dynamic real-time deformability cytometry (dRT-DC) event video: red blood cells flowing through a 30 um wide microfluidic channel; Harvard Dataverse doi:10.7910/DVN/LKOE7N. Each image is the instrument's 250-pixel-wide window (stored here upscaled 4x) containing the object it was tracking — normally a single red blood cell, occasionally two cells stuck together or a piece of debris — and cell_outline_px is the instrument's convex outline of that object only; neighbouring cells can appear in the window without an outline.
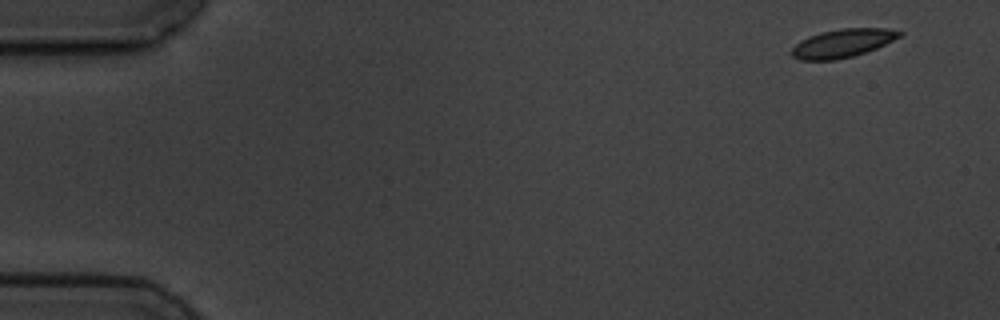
{"species": "common noctule bat (a hibernating species)", "species_latin": "Nyctalus noctula", "temperature_condition": "cold", "stored_images_in_passage": 4, "camera_frame_rate_fps": 3000, "um_per_image_px": 0.085, "animal": {"sex": "male", "body_mass_g": 19.5, "forearm_length_mm": 54.6}, "frame": {"image": 1, "passage_image": 1, "time_ms": 0.0, "image_size_px": [1000, 320], "cell_outline_px": [[904, 32], [900, 36], [876, 48], [852, 56], [836, 60], [800, 60], [792, 56], [792, 48], [800, 40], [808, 36], [820, 32], [840, 28], [884, 28]], "centroid_in_image_um": [71.58, 3.67], "position_along_channel_um": 13.4, "area_um2": 17.69}}
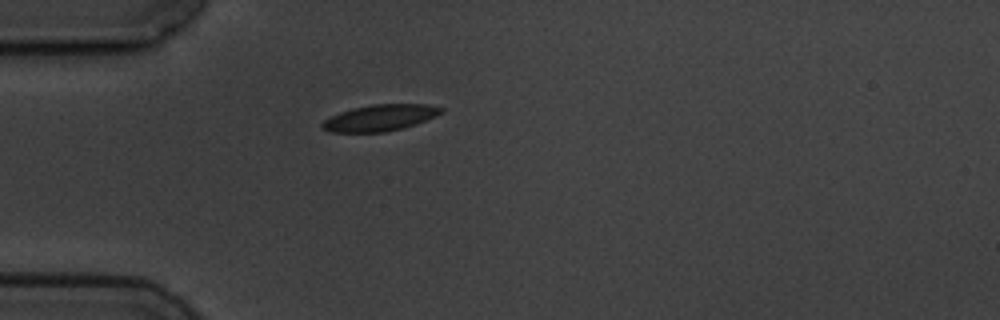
{"frame": {"image": 2, "passage_image": 4, "time_ms": 4.333, "image_size_px": [1000, 320], "cell_outline_px": [[444, 112], [436, 116], [416, 124], [404, 128], [384, 132], [328, 132], [320, 128], [320, 124], [324, 120], [340, 112], [352, 108], [372, 104], [428, 104], [444, 108]], "centroid_in_image_um": [32.3, 10.01], "position_along_channel_um": 52.7, "area_um2": 18.44}}